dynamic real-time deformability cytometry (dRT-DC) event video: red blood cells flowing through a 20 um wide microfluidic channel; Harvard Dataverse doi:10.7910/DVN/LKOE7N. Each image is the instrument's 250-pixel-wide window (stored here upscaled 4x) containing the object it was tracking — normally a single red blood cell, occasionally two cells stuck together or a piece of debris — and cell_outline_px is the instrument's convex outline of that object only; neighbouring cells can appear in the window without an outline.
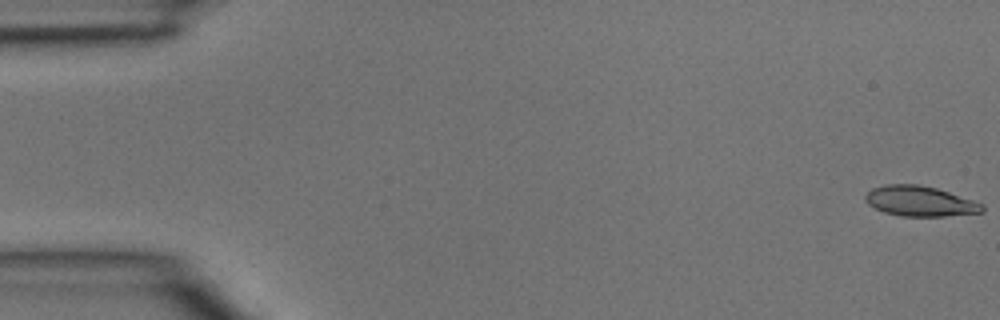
{"species": "common noctule bat (a hibernating species)", "species_latin": "Nyctalus noctula", "temperature_condition": "room temperature", "stored_images_in_passage": 45, "camera_frame_rate_fps": 3000, "um_per_image_px": 0.085, "animal": {"sex": "male", "body_mass_g": 15.6}, "frame": {"image": 1, "passage_image": 1, "time_ms": 0.0, "image_size_px": [1000, 320], "cell_outline_px": [[984, 212], [944, 216], [900, 216], [884, 212], [868, 204], [864, 200], [864, 196], [872, 188], [888, 184], [920, 184], [936, 188], [984, 204]], "centroid_in_image_um": [78.18, 17.1], "position_along_channel_um": 6.8, "area_um2": 20.52}}
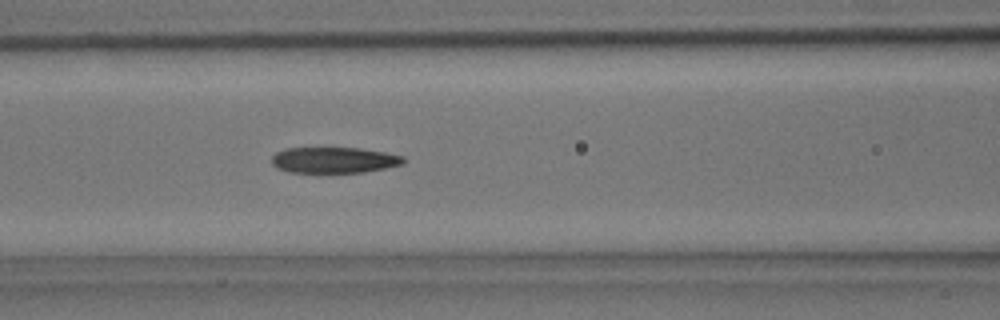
{"frame": {"image": 2, "passage_image": 19, "time_ms": 6.0, "image_size_px": [1000, 320], "cell_outline_px": [[404, 164], [364, 172], [288, 172], [276, 168], [272, 164], [272, 156], [276, 152], [284, 148], [360, 148], [384, 152], [404, 156]], "centroid_in_image_um": [28.37, 13.6], "position_along_channel_um": 138.2, "area_um2": 19.88}}
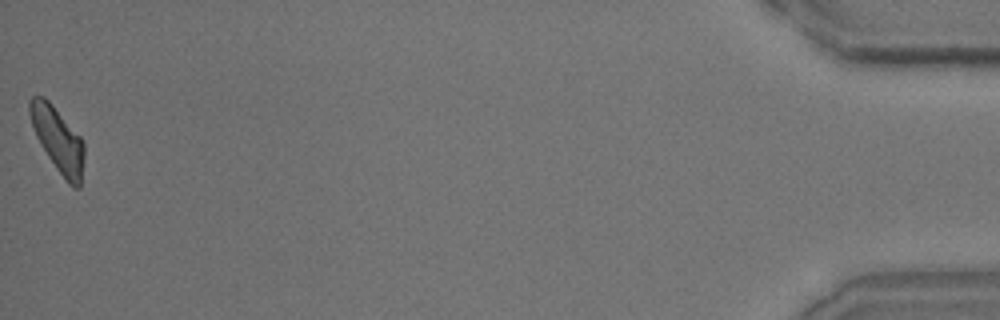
{"frame": {"image": 3, "passage_image": 45, "time_ms": 14.667, "image_size_px": [1000, 320], "cell_outline_px": [[84, 156], [80, 188], [72, 188], [68, 184], [56, 168], [40, 144], [36, 136], [28, 112], [28, 100], [32, 96], [44, 96], [52, 104], [80, 136], [84, 144]], "centroid_in_image_um": [4.91, 11.87], "position_along_channel_um": 430.3, "area_um2": 20.46}}